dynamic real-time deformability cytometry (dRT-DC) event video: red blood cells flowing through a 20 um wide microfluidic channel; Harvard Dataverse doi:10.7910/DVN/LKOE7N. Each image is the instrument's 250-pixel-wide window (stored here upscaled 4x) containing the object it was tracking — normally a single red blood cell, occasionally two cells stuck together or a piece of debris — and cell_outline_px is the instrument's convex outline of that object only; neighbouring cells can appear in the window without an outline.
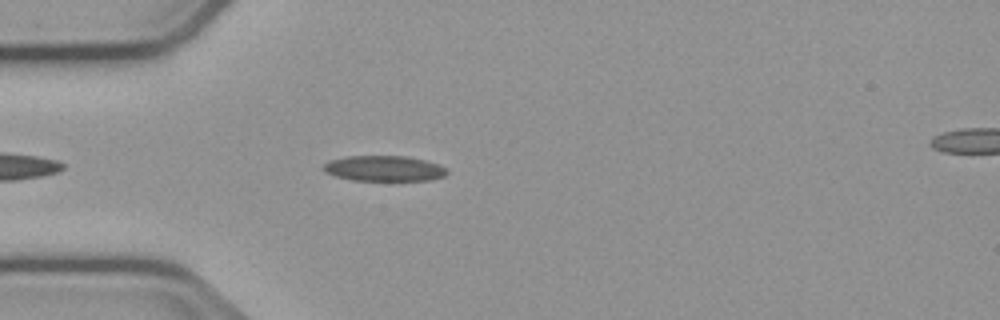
{"species": "common noctule bat (a hibernating species)", "species_latin": "Nyctalus noctula", "temperature_condition": "cold", "stored_images_in_passage": 22, "camera_frame_rate_fps": 3000, "um_per_image_px": 0.085, "animal": {"sex": "male", "body_mass_g": 23.1, "forearm_length_mm": 52.7}, "frame": {"image": 1, "passage_image": 5, "time_ms": 1.333, "image_size_px": [1000, 320], "cell_outline_px": [[448, 172], [444, 176], [428, 180], [352, 180], [336, 176], [324, 172], [320, 168], [328, 160], [348, 156], [404, 156], [424, 160], [440, 164], [448, 168]], "centroid_in_image_um": [32.63, 14.31], "position_along_channel_um": 52.4, "area_um2": 18.44}}
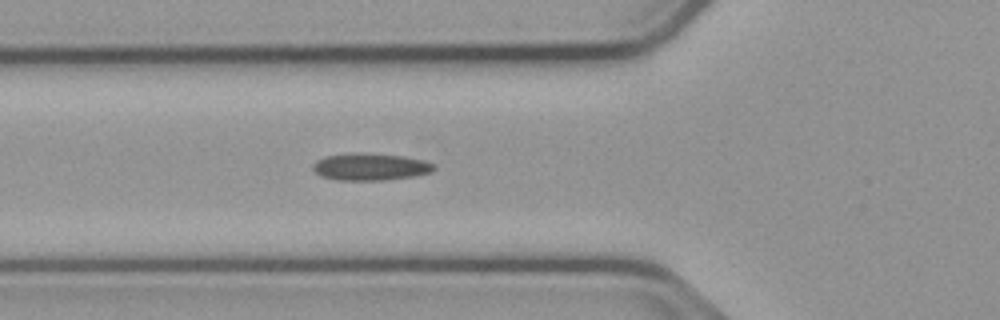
{"frame": {"image": 2, "passage_image": 9, "time_ms": 2.667, "image_size_px": [1000, 320], "cell_outline_px": [[436, 168], [432, 172], [412, 176], [384, 180], [336, 180], [320, 176], [312, 168], [312, 164], [316, 160], [324, 156], [360, 152], [400, 156], [424, 160], [436, 164]], "centroid_in_image_um": [31.46, 14.18], "position_along_channel_um": 94.3, "area_um2": 19.19}}
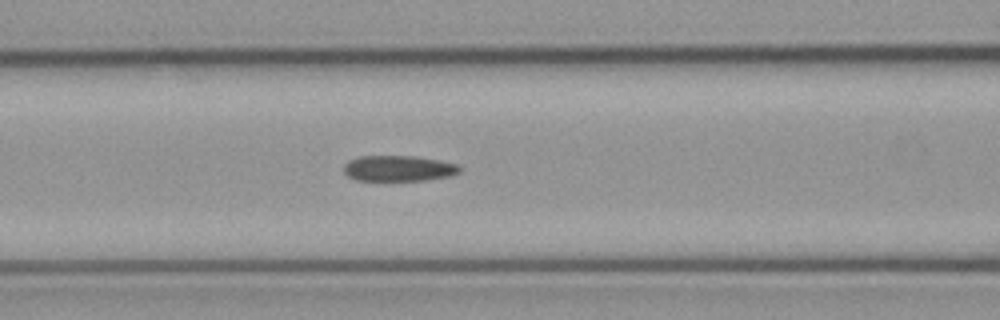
{"frame": {"image": 3, "passage_image": 12, "time_ms": 3.667, "image_size_px": [1000, 320], "cell_outline_px": [[460, 172], [452, 176], [424, 180], [356, 180], [348, 176], [344, 172], [344, 164], [348, 160], [360, 156], [416, 156], [456, 164], [460, 168]], "centroid_in_image_um": [33.85, 14.31], "position_along_channel_um": 132.7, "area_um2": 17.28}}